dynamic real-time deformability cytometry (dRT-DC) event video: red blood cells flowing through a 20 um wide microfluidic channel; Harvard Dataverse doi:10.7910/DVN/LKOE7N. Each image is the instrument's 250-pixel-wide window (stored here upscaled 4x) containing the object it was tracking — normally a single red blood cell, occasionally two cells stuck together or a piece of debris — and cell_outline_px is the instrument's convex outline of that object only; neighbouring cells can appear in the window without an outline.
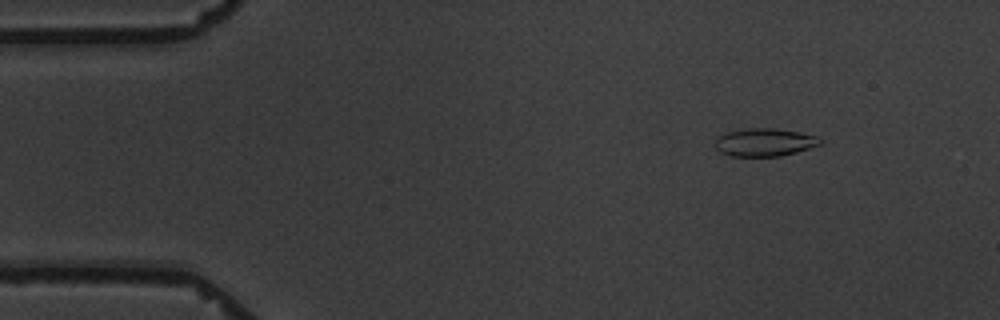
{"species": "common noctule bat (a hibernating species)", "species_latin": "Nyctalus noctula", "temperature_condition": "warm", "stored_images_in_passage": 4, "camera_frame_rate_fps": 3000, "um_per_image_px": 0.085, "animal": {"sex": "male", "body_mass_g": 19.5, "forearm_length_mm": 54.6}, "frame": {"image": 1, "passage_image": 2, "time_ms": 1.333, "image_size_px": [1000, 320], "cell_outline_px": [[824, 140], [820, 144], [796, 152], [780, 156], [732, 156], [720, 152], [716, 148], [716, 140], [720, 136], [728, 132], [752, 128], [772, 128], [800, 132], [820, 136]], "centroid_in_image_um": [65.05, 12.09], "position_along_channel_um": 20.0, "area_um2": 16.94}}